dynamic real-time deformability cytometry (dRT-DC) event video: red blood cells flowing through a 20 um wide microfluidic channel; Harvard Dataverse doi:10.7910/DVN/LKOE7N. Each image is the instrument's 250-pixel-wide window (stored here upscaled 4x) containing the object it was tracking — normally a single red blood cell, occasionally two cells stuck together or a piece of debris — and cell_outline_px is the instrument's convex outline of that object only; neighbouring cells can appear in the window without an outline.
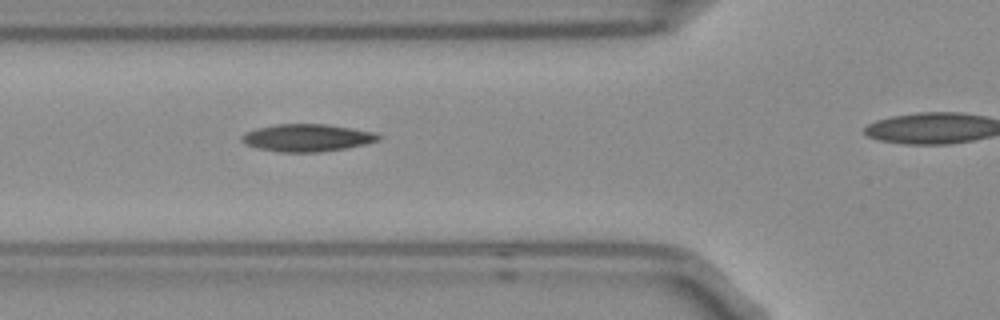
{"species": "Egyptian fruit bat (a non-hibernating species)", "species_latin": "Rousettus aegyptiacus", "temperature_condition": "room temperature", "stored_images_in_passage": 34, "camera_frame_rate_fps": 3000, "um_per_image_px": 0.085, "frame": {"image": 1, "passage_image": 10, "time_ms": 3.0, "image_size_px": [1000, 320], "cell_outline_px": [[380, 140], [364, 144], [344, 148], [320, 152], [276, 152], [256, 148], [248, 144], [240, 136], [244, 132], [256, 128], [276, 124], [328, 124], [352, 128], [372, 132], [380, 136]], "centroid_in_image_um": [26.07, 11.71], "position_along_channel_um": 99.7, "area_um2": 21.73}}